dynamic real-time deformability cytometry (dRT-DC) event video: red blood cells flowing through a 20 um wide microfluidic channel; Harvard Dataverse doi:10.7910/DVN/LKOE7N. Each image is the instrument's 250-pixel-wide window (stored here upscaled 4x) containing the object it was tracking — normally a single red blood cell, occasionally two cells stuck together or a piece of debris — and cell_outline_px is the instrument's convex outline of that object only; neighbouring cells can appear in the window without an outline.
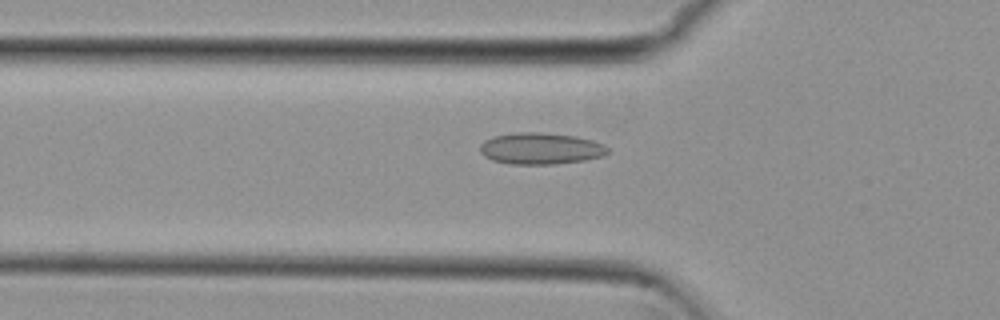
{"species": "common noctule bat (a hibernating species)", "species_latin": "Nyctalus noctula", "temperature_condition": "cold", "stored_images_in_passage": 26, "camera_frame_rate_fps": 3000, "um_per_image_px": 0.085, "animal": {"sex": "female", "body_mass_g": 29.2, "forearm_length_mm": 56.3}, "frame": {"image": 1, "passage_image": 5, "time_ms": 1.333, "image_size_px": [1000, 320], "cell_outline_px": [[608, 152], [604, 156], [584, 160], [556, 164], [508, 164], [492, 160], [484, 156], [480, 152], [480, 144], [484, 140], [492, 136], [516, 132], [540, 132], [576, 136], [592, 140], [604, 144], [608, 148]], "centroid_in_image_um": [45.94, 12.62], "position_along_channel_um": 79.9, "area_um2": 23.7}}
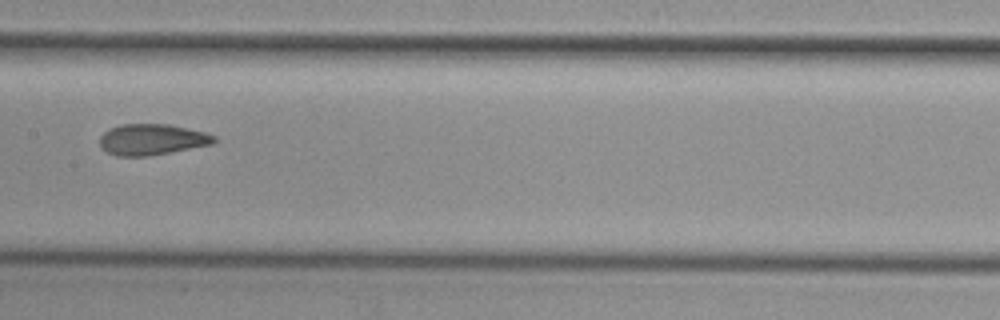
{"frame": {"image": 2, "passage_image": 14, "time_ms": 4.333, "image_size_px": [1000, 320], "cell_outline_px": [[216, 140], [212, 144], [148, 156], [116, 156], [108, 152], [100, 144], [100, 136], [104, 132], [120, 124], [168, 124], [204, 132], [216, 136]], "centroid_in_image_um": [12.91, 11.85], "position_along_channel_um": 194.5, "area_um2": 20.4}}
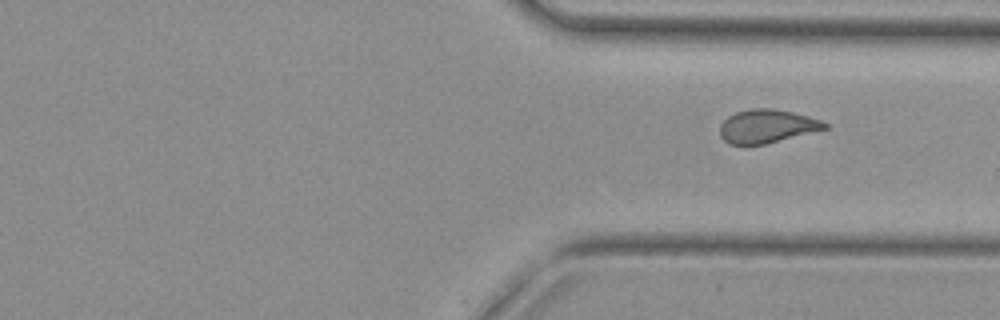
{"frame": {"image": 3, "passage_image": 26, "time_ms": 8.333, "image_size_px": [1000, 320], "cell_outline_px": [[828, 128], [764, 144], [744, 148], [728, 144], [720, 136], [720, 124], [728, 116], [736, 112], [752, 108], [772, 108], [792, 112], [808, 116], [820, 120], [828, 124]], "centroid_in_image_um": [65.12, 10.76], "position_along_channel_um": 346.3, "area_um2": 20.75}}